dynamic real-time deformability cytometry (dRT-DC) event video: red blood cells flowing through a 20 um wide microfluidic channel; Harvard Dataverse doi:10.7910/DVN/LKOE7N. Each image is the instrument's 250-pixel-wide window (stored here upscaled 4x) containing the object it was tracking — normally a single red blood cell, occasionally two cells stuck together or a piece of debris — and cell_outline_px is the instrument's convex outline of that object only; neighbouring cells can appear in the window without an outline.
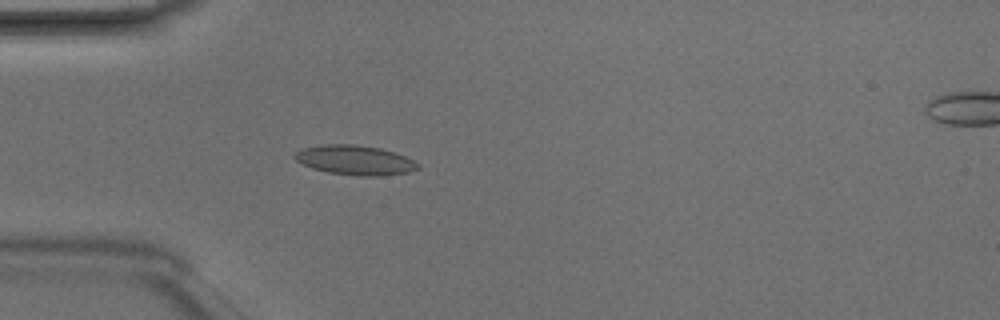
{"species": "Egyptian fruit bat (a non-hibernating species)", "species_latin": "Rousettus aegyptiacus", "temperature_condition": "room temperature", "stored_images_in_passage": 4, "camera_frame_rate_fps": 3000, "um_per_image_px": 0.085, "animal": {"sex": "male"}, "frame": {"image": 1, "passage_image": 3, "time_ms": 0.667, "image_size_px": [1000, 320], "cell_outline_px": [[420, 168], [408, 172], [384, 176], [360, 176], [328, 172], [312, 168], [296, 160], [292, 156], [296, 152], [304, 148], [324, 144], [352, 144], [380, 148], [404, 156], [420, 164]], "centroid_in_image_um": [30.18, 13.62], "position_along_channel_um": 54.8, "area_um2": 21.1}}